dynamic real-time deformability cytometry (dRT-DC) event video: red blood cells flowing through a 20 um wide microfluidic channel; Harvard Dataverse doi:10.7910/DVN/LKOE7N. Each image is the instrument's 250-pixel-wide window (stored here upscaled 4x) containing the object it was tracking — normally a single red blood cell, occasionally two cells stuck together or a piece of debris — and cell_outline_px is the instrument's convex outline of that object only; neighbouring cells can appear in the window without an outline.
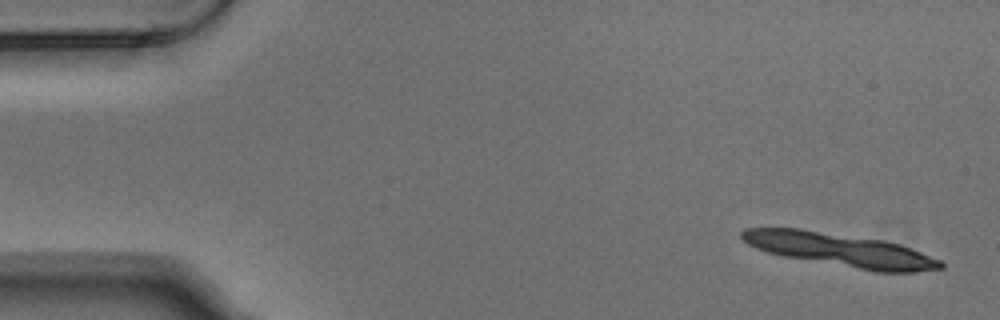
{"species": "Egyptian fruit bat (a non-hibernating species)", "species_latin": "Rousettus aegyptiacus", "temperature_condition": "warm", "stored_images_in_passage": 9, "segment_of_instrument_passage": [1, 2], "camera_frame_rate_fps": 3000, "um_per_image_px": 0.085, "animal": {"sex": "male"}, "frame": {"image": 1, "passage_image": 1, "time_ms": 0.0, "image_size_px": [1000, 320], "cell_outline_px": [[944, 268], [916, 272], [876, 272], [784, 256], [768, 252], [756, 248], [748, 244], [740, 236], [740, 232], [744, 228], [800, 228], [884, 240], [900, 244], [940, 260], [944, 264]], "centroid_in_image_um": [71.43, 21.23], "position_along_channel_um": 13.6, "area_um2": 38.55}}